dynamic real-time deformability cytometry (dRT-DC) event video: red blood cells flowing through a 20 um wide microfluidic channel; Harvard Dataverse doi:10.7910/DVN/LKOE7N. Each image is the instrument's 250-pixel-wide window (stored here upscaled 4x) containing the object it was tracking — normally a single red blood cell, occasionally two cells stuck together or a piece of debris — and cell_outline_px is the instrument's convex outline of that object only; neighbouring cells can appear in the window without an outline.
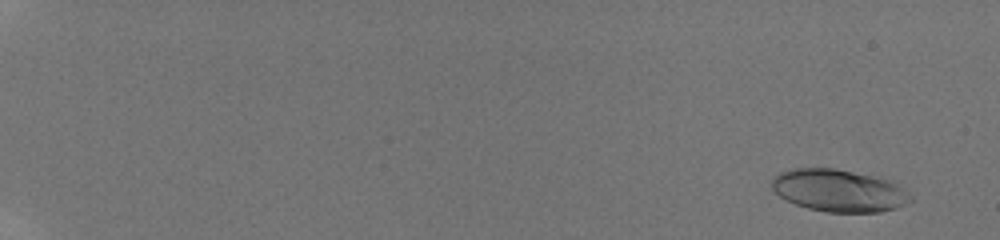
{"species": "human", "species_latin": "Homo sapiens", "temperature_condition": "room temperature", "stored_images_in_passage": 31, "camera_frame_rate_fps": 3000, "um_per_image_px": 0.085, "donor": {"sex": "male"}, "frame": {"image": 1, "passage_image": 2, "time_ms": 0.667, "image_size_px": [1000, 240], "cell_outline_px": [[912, 200], [896, 208], [880, 212], [824, 212], [808, 208], [796, 204], [780, 196], [772, 188], [772, 180], [780, 172], [792, 168], [832, 168], [896, 180], [912, 196]], "centroid_in_image_um": [71.36, 16.19], "position_along_channel_um": 13.6, "area_um2": 34.33}}
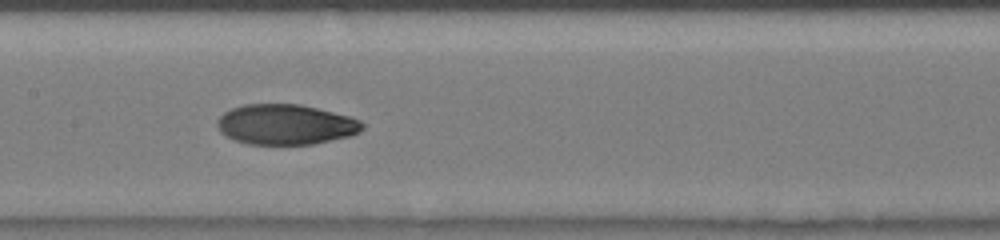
{"frame": {"image": 2, "passage_image": 18, "time_ms": 10.0, "image_size_px": [1000, 240], "cell_outline_px": [[364, 128], [360, 132], [348, 136], [312, 144], [248, 144], [236, 140], [220, 132], [216, 124], [216, 120], [224, 112], [232, 108], [244, 104], [300, 104], [352, 116], [360, 120], [364, 124]], "centroid_in_image_um": [24.29, 10.57], "position_along_channel_um": 183.1, "area_um2": 34.1}}
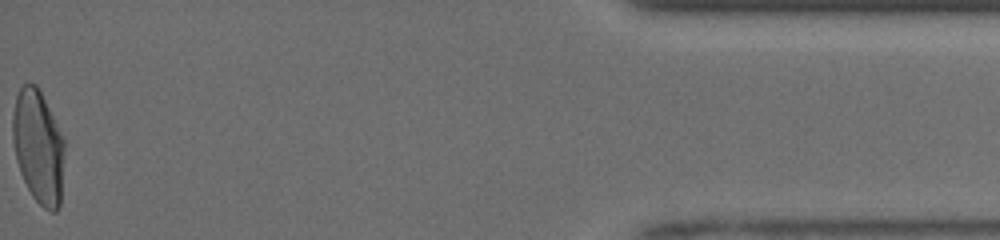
{"frame": {"image": 3, "passage_image": 31, "time_ms": 17.667, "image_size_px": [1000, 240], "cell_outline_px": [[64, 148], [60, 204], [56, 212], [52, 212], [44, 208], [32, 196], [20, 172], [16, 160], [12, 140], [12, 112], [16, 96], [20, 88], [24, 84], [36, 84], [64, 140]], "centroid_in_image_um": [3.23, 12.49], "position_along_channel_um": 432.0, "area_um2": 33.87}, "authors_computed_cell_mechanics": {"area_um2": 33.9286, "velocity_mm_per_s": 4.1289, "shape_relaxation_time_tau1_ms": 6.4972, "shape_relaxation_time_tau2_ms": 1.2248, "deformation_change_tau1": 0.225, "deformation_change_tau2": 0.0545}}